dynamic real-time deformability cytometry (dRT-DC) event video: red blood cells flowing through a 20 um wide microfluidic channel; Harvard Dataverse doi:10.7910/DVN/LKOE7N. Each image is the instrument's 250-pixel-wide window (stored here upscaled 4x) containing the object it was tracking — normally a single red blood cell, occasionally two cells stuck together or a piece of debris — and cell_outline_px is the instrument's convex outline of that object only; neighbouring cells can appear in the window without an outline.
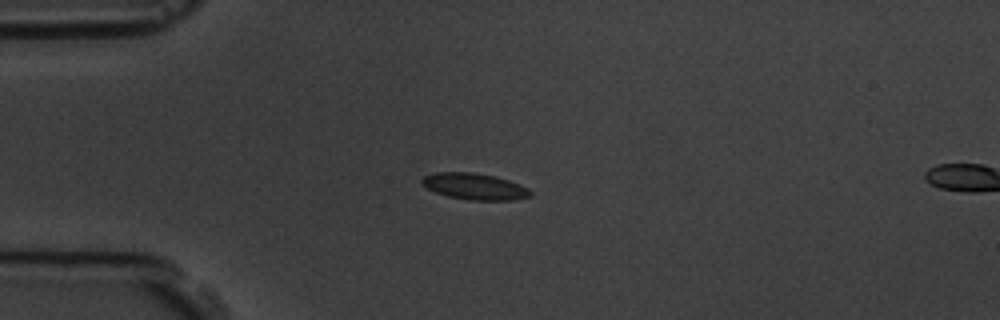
{"species": "common noctule bat (a hibernating species)", "species_latin": "Nyctalus noctula", "temperature_condition": "room temperature", "stored_images_in_passage": 2, "camera_frame_rate_fps": 3000, "um_per_image_px": 0.085, "animal": {"sex": "male", "body_mass_g": 19.5, "forearm_length_mm": 54.6}, "frame": {"image": 1, "passage_image": 1, "time_ms": 0.0, "image_size_px": [1000, 320], "cell_outline_px": [[532, 196], [512, 200], [468, 200], [448, 196], [436, 192], [420, 184], [420, 180], [424, 176], [436, 172], [472, 172], [496, 176], [508, 180], [528, 188], [532, 192]], "centroid_in_image_um": [40.33, 15.84], "position_along_channel_um": 44.7, "area_um2": 16.7}}